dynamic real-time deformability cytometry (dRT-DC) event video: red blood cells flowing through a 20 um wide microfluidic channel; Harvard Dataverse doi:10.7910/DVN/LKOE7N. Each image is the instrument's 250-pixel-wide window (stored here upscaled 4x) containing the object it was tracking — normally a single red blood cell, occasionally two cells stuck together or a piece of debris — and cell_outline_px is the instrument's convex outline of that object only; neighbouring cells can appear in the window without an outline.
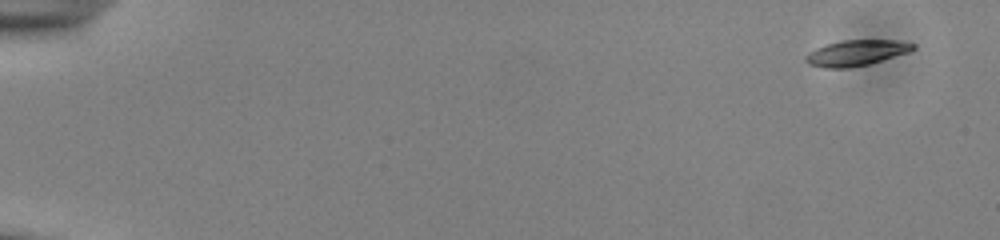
{"species": "common noctule bat (a hibernating species)", "species_latin": "Nyctalus noctula", "temperature_condition": "cold", "stored_images_in_passage": 52, "camera_frame_rate_fps": 3000, "um_per_image_px": 0.085, "animal": {"sex": "male", "body_mass_g": 13.0, "forearm_length_mm": 53.1}, "frame": {"image": 1, "passage_image": 1, "time_ms": 0.0, "image_size_px": [1000, 240], "cell_outline_px": [[916, 48], [908, 52], [868, 64], [848, 68], [824, 68], [808, 64], [804, 60], [804, 56], [808, 52], [816, 48], [840, 40], [896, 40], [916, 44]], "centroid_in_image_um": [72.75, 4.49], "position_along_channel_um": 12.3, "area_um2": 16.07}}
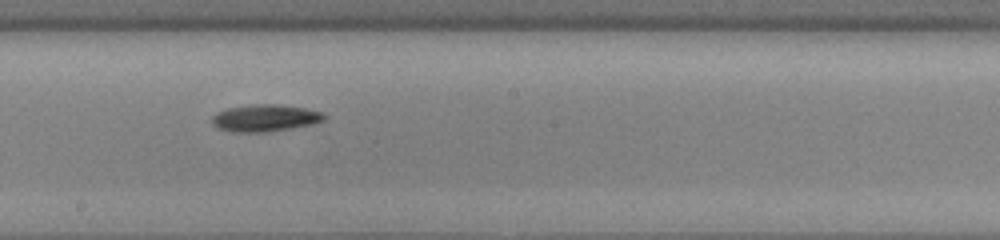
{"frame": {"image": 2, "passage_image": 30, "time_ms": 9.667, "image_size_px": [1000, 240], "cell_outline_px": [[328, 116], [324, 120], [312, 124], [292, 128], [268, 132], [232, 132], [220, 128], [212, 124], [212, 116], [216, 112], [228, 108], [260, 104], [276, 104], [304, 108], [324, 112]], "centroid_in_image_um": [22.56, 10.03], "position_along_channel_um": 225.6, "area_um2": 17.63}}
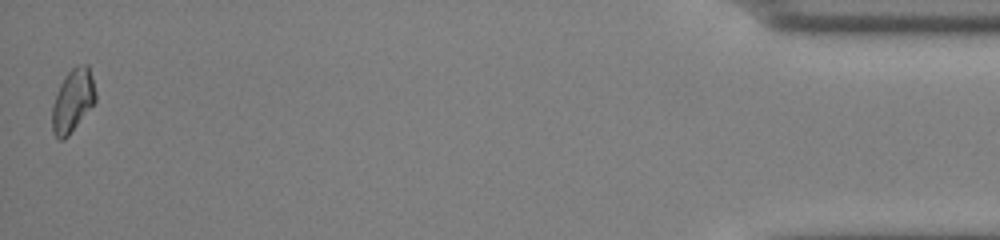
{"frame": {"image": 3, "passage_image": 52, "time_ms": 17.0, "image_size_px": [1000, 240], "cell_outline_px": [[96, 100], [68, 136], [64, 140], [60, 140], [52, 132], [52, 104], [60, 84], [64, 76], [76, 64], [88, 64], [96, 92]], "centroid_in_image_um": [6.17, 8.53], "position_along_channel_um": 429.0, "area_um2": 15.9}, "authors_computed_cell_mechanics": {"area_um2": 16.0395, "velocity_mm_per_s": 3.8897, "shape_relaxation_time_tau1_ms": 1.9705, "shape_relaxation_time_tau2_ms": null, "deformation_change_tau1": 0.1049, "deformation_change_tau2": null}}